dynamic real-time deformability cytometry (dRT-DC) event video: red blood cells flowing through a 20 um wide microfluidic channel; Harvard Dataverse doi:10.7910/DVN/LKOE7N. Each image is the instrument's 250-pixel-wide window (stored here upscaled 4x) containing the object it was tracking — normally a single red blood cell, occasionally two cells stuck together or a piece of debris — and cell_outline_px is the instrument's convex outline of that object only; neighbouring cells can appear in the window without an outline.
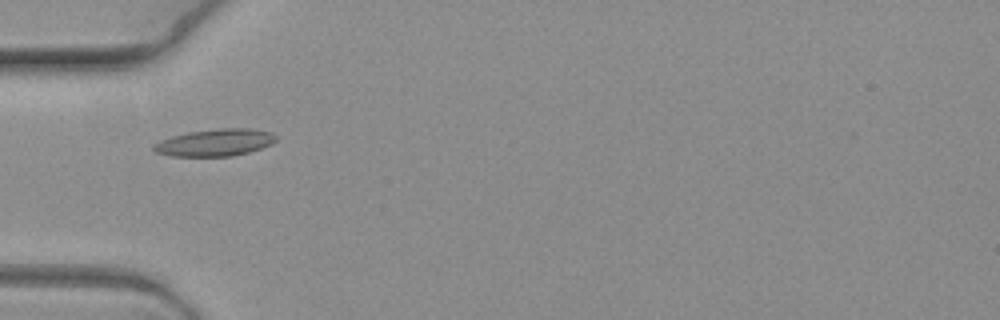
{"species": "common noctule bat (a hibernating species)", "species_latin": "Nyctalus noctula", "temperature_condition": "warm", "stored_images_in_passage": 10, "camera_frame_rate_fps": 3000, "um_per_image_px": 0.085, "animal": {"sex": "female", "body_mass_g": 19.3, "forearm_length_mm": 54.1}, "frame": {"image": 1, "passage_image": 7, "time_ms": 2.0, "image_size_px": [1000, 320], "cell_outline_px": [[276, 140], [272, 144], [248, 152], [232, 156], [172, 156], [156, 152], [152, 148], [152, 144], [160, 140], [172, 136], [188, 132], [220, 128], [252, 128], [272, 132], [276, 136]], "centroid_in_image_um": [18.28, 12.11], "position_along_channel_um": 66.7, "area_um2": 19.36}}
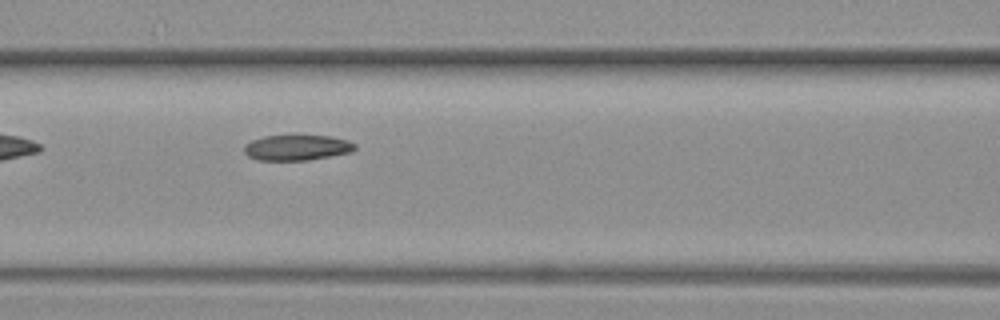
{"frame": {"image": 2, "passage_image": 9, "time_ms": 2.667, "image_size_px": [1000, 320], "cell_outline_px": [[356, 148], [352, 152], [308, 160], [256, 160], [248, 156], [244, 152], [244, 144], [252, 140], [264, 136], [332, 136], [348, 140], [356, 144]], "centroid_in_image_um": [25.24, 12.55], "position_along_channel_um": 141.4, "area_um2": 16.47}}